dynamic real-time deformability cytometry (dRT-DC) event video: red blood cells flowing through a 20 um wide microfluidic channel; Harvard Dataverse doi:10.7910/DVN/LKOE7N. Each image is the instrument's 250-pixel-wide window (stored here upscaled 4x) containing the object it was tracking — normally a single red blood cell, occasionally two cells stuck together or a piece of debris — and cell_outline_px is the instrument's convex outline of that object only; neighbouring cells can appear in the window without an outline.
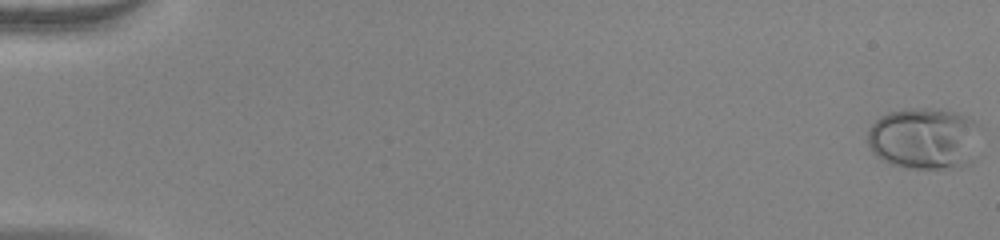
{"species": "human", "species_latin": "Homo sapiens", "temperature_condition": "warm", "stored_images_in_passage": 54, "camera_frame_rate_fps": 3000, "um_per_image_px": 0.085, "donor": {"sex": "female"}, "frame": {"image": 1, "passage_image": 1, "time_ms": 0.0, "image_size_px": [1000, 240], "cell_outline_px": [[980, 128], [976, 160], [972, 164], [960, 168], [908, 168], [888, 164], [876, 156], [872, 152], [868, 144], [868, 128], [880, 116], [888, 112], [908, 108], [936, 108], [956, 112], [968, 116], [980, 124]], "centroid_in_image_um": [78.62, 11.78], "position_along_channel_um": 6.4, "area_um2": 41.85}}
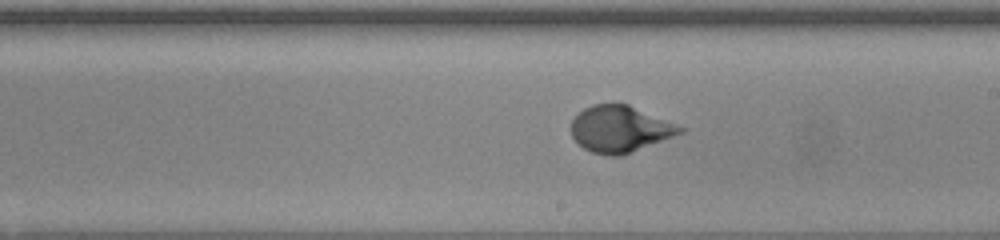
{"frame": {"image": 2, "passage_image": 33, "time_ms": 10.667, "image_size_px": [1000, 240], "cell_outline_px": [[688, 128], [684, 132], [620, 156], [608, 156], [592, 152], [584, 148], [572, 136], [572, 120], [584, 108], [592, 104], [628, 104]], "centroid_in_image_um": [52.73, 10.96], "position_along_channel_um": 236.3, "area_um2": 29.3}}
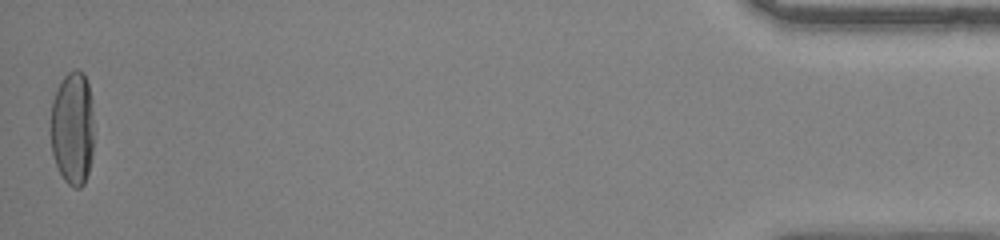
{"frame": {"image": 3, "passage_image": 54, "time_ms": 17.667, "image_size_px": [1000, 240], "cell_outline_px": [[92, 156], [88, 172], [84, 184], [80, 188], [72, 188], [64, 180], [56, 164], [52, 152], [48, 132], [48, 128], [52, 100], [64, 76], [68, 72], [76, 68], [84, 72], [88, 84], [92, 116]], "centroid_in_image_um": [6.12, 10.91], "position_along_channel_um": 429.1, "area_um2": 29.07}, "authors_computed_cell_mechanics": {"area_um2": 29.3046, "velocity_mm_per_s": 3.9519, "shape_relaxation_time_tau1_ms": 6.5186, "shape_relaxation_time_tau2_ms": null, "deformation_change_tau1": 0.2792, "deformation_change_tau2": null}}